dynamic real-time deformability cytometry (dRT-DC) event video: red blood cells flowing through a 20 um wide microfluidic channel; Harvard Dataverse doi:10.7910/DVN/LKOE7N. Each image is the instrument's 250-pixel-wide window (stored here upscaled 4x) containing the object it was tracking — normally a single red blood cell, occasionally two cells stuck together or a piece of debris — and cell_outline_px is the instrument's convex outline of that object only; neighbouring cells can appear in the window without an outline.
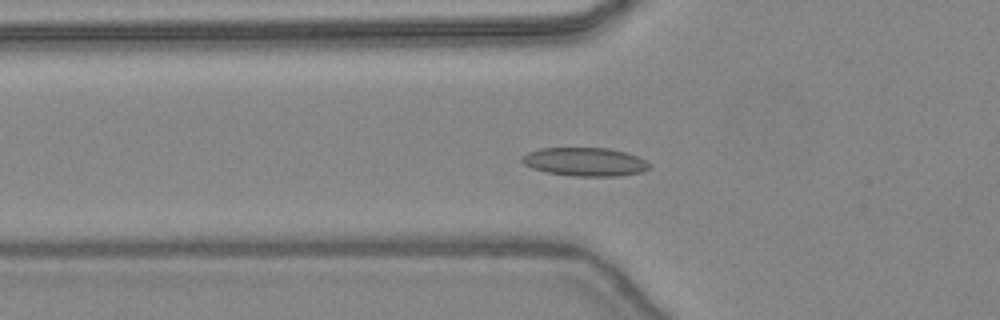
{"species": "common noctule bat (a hibernating species)", "species_latin": "Nyctalus noctula", "temperature_condition": "warm", "stored_images_in_passage": 46, "camera_frame_rate_fps": 3000, "um_per_image_px": 0.085, "animal": {"sex": "female", "body_mass_g": 24.6, "forearm_length_mm": 56.2}, "frame": {"image": 1, "passage_image": 16, "time_ms": 5.0, "image_size_px": [1000, 320], "cell_outline_px": [[652, 164], [648, 168], [640, 172], [616, 176], [572, 176], [544, 172], [532, 168], [524, 164], [520, 160], [528, 152], [540, 148], [608, 148], [624, 152], [636, 156]], "centroid_in_image_um": [49.69, 13.76], "position_along_channel_um": 76.1, "area_um2": 21.04}}
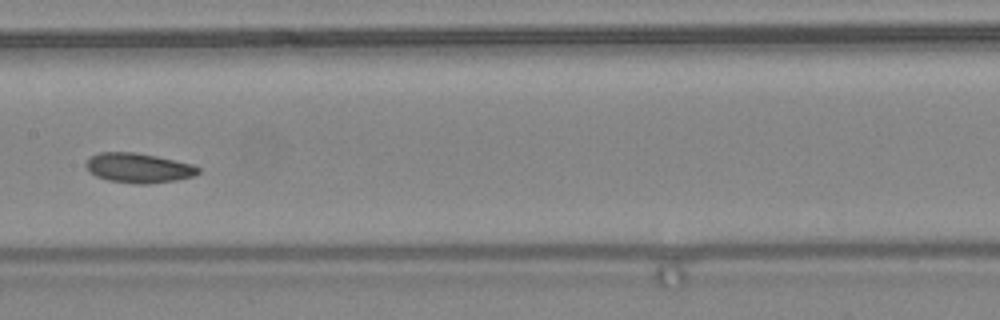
{"frame": {"image": 2, "passage_image": 24, "time_ms": 7.667, "image_size_px": [1000, 320], "cell_outline_px": [[200, 172], [192, 176], [176, 180], [148, 184], [140, 184], [108, 180], [96, 176], [88, 172], [84, 164], [92, 156], [100, 152], [136, 152], [156, 156], [192, 164], [200, 168]], "centroid_in_image_um": [11.75, 14.27], "position_along_channel_um": 195.6, "area_um2": 19.36}}
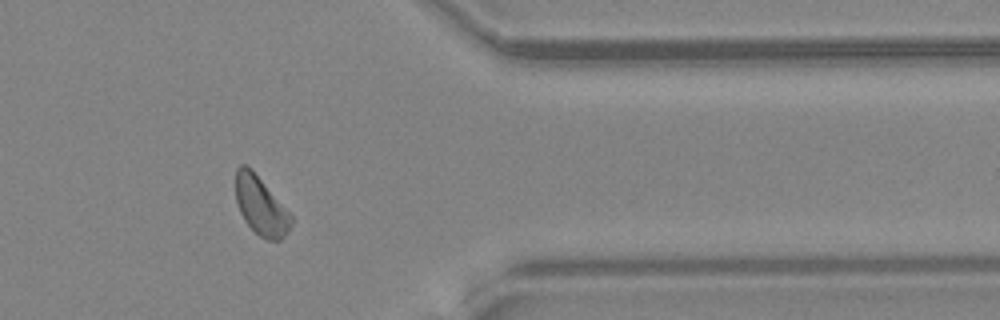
{"frame": {"image": 3, "passage_image": 38, "time_ms": 12.333, "image_size_px": [1000, 320], "cell_outline_px": [[292, 224], [288, 232], [280, 240], [268, 240], [260, 236], [244, 220], [240, 212], [236, 200], [236, 168], [240, 164], [244, 164], [252, 168], [292, 216]], "centroid_in_image_um": [22.16, 17.48], "position_along_channel_um": 389.2, "area_um2": 18.73}, "authors_computed_cell_mechanics": {"area_um2": 19.363, "velocity_mm_per_s": 4.4482, "shape_relaxation_time_tau1_ms": 7.0344, "shape_relaxation_time_tau2_ms": 8.2203, "deformation_change_tau1": 0.1111, "deformation_change_tau2": 0.1314}}